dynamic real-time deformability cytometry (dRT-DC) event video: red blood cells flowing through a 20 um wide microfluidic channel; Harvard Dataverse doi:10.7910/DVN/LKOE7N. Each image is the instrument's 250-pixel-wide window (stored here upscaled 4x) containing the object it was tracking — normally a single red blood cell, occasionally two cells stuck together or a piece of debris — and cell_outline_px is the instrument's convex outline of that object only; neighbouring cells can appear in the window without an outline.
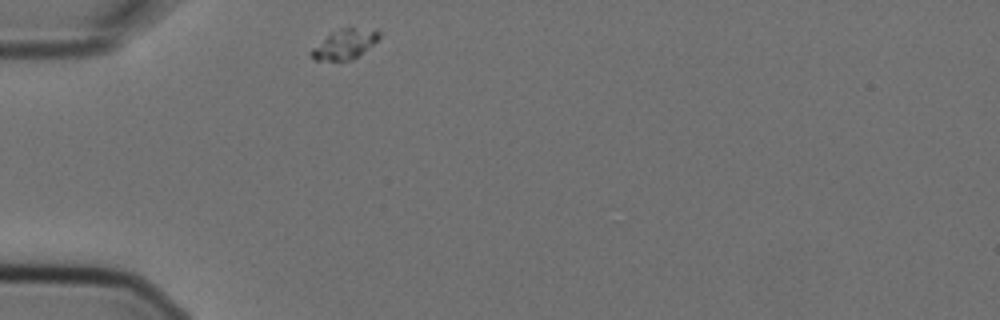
{"species": "Egyptian fruit bat (a non-hibernating species)", "species_latin": "Rousettus aegyptiacus", "temperature_condition": "cold", "stored_images_in_passage": 1, "camera_frame_rate_fps": 3000, "um_per_image_px": 0.085, "animal": {"sex": "female"}, "frame": {"image": 1, "passage_image": 1, "time_ms": 0.0, "image_size_px": [1000, 320], "cell_outline_px": [[380, 36], [372, 44], [352, 60], [316, 60], [308, 52], [312, 48], [332, 32], [348, 24], [380, 32]], "centroid_in_image_um": [29.28, 3.71], "position_along_channel_um": 55.7, "area_um2": 11.73}}